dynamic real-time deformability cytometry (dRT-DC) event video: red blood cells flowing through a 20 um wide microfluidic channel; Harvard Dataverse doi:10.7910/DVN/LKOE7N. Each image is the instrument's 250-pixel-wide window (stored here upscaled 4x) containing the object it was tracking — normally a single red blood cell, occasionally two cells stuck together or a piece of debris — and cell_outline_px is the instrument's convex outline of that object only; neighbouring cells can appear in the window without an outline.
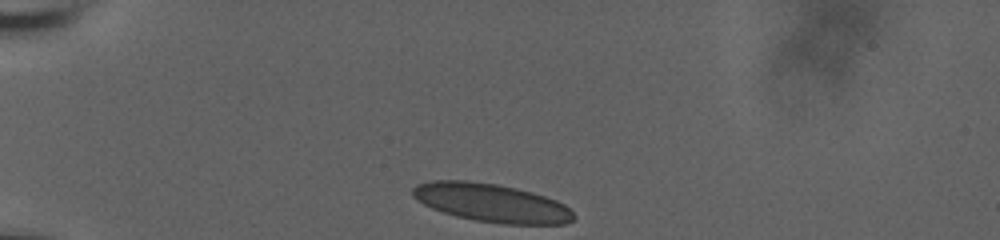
{"species": "human", "species_latin": "Homo sapiens", "temperature_condition": "room temperature", "stored_images_in_passage": 35, "camera_frame_rate_fps": 3000, "um_per_image_px": 0.085, "donor": {"sex": "male"}, "frame": {"image": 1, "passage_image": 1, "time_ms": 0.0, "image_size_px": [1000, 240], "cell_outline_px": [[576, 216], [572, 220], [564, 224], [504, 224], [476, 220], [456, 216], [432, 208], [424, 204], [412, 196], [412, 188], [416, 184], [432, 180], [468, 180], [496, 184], [516, 188], [532, 192], [556, 200], [564, 204]], "centroid_in_image_um": [41.76, 17.23], "position_along_channel_um": 43.2, "area_um2": 35.89}}
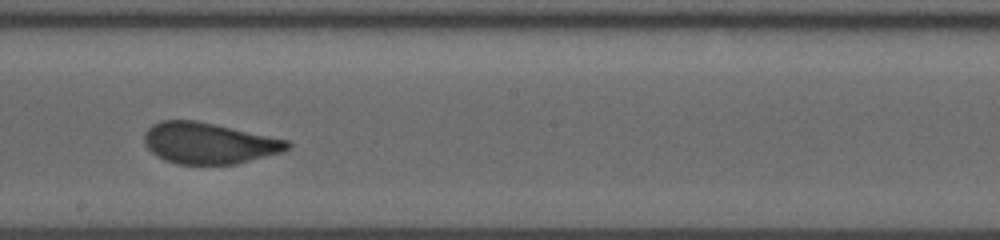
{"frame": {"image": 2, "passage_image": 20, "time_ms": 6.333, "image_size_px": [1000, 240], "cell_outline_px": [[292, 144], [288, 148], [280, 152], [236, 164], [176, 164], [164, 160], [156, 156], [144, 144], [144, 132], [152, 124], [160, 120], [196, 120], [288, 140]], "centroid_in_image_um": [17.7, 12.17], "position_along_channel_um": 230.5, "area_um2": 34.22}}
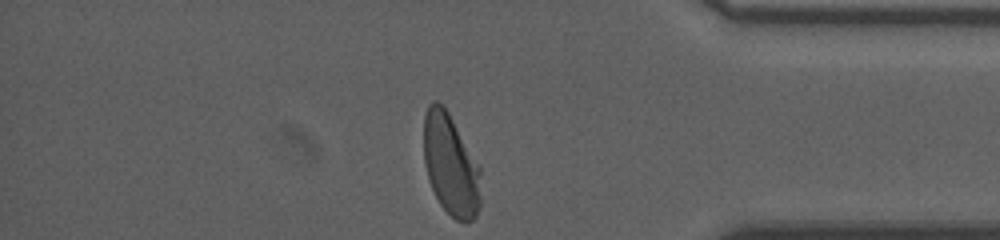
{"frame": {"image": 3, "passage_image": 35, "time_ms": 11.333, "image_size_px": [1000, 240], "cell_outline_px": [[480, 208], [476, 216], [472, 220], [456, 220], [440, 204], [428, 180], [424, 164], [424, 116], [428, 104], [432, 100], [436, 100], [448, 112], [480, 168]], "centroid_in_image_um": [38.29, 14.01], "position_along_channel_um": 396.9, "area_um2": 33.41}, "authors_computed_cell_mechanics": {"area_um2": 34.7956, "velocity_mm_per_s": 3.7027, "shape_relaxation_time_tau1_ms": 7.1176, "shape_relaxation_time_tau2_ms": null, "deformation_change_tau1": 0.1787, "deformation_change_tau2": null}}